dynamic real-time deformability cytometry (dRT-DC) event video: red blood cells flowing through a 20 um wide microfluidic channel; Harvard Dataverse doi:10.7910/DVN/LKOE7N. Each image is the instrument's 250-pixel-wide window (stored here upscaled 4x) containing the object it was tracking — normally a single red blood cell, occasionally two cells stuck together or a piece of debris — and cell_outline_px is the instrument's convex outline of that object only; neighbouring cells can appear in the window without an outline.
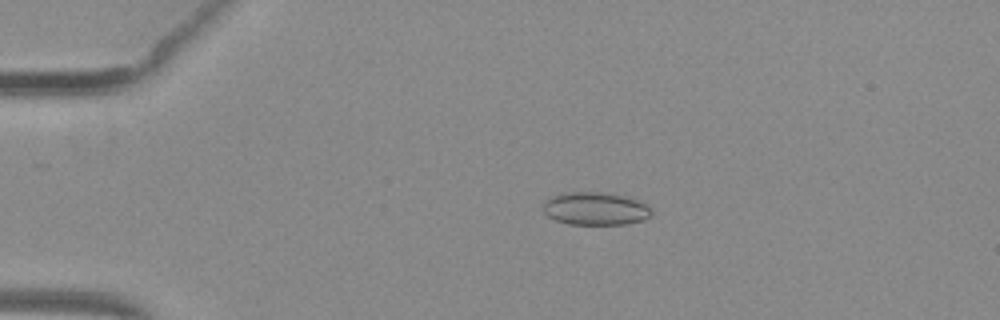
{"species": "common noctule bat (a hibernating species)", "species_latin": "Nyctalus noctula", "temperature_condition": "warm", "stored_images_in_passage": 52, "camera_frame_rate_fps": 3000, "um_per_image_px": 0.085, "animal": {"sex": "female", "body_mass_g": 29.2, "forearm_length_mm": 56.3}, "frame": {"image": 1, "passage_image": 12, "time_ms": 3.667, "image_size_px": [1000, 320], "cell_outline_px": [[652, 216], [644, 220], [628, 224], [568, 224], [556, 220], [548, 216], [544, 212], [544, 200], [552, 196], [564, 192], [600, 192], [632, 196], [652, 208]], "centroid_in_image_um": [50.66, 17.72], "position_along_channel_um": 34.3, "area_um2": 21.15}}
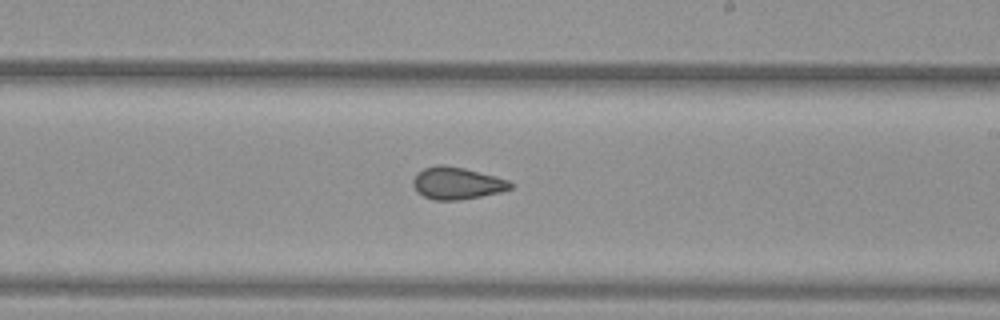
{"frame": {"image": 2, "passage_image": 32, "time_ms": 10.333, "image_size_px": [1000, 320], "cell_outline_px": [[512, 188], [500, 192], [460, 200], [432, 200], [416, 192], [412, 184], [412, 180], [416, 172], [424, 168], [436, 164], [444, 164], [464, 168], [496, 176], [508, 180], [512, 184]], "centroid_in_image_um": [38.79, 15.56], "position_along_channel_um": 250.2, "area_um2": 18.44}}
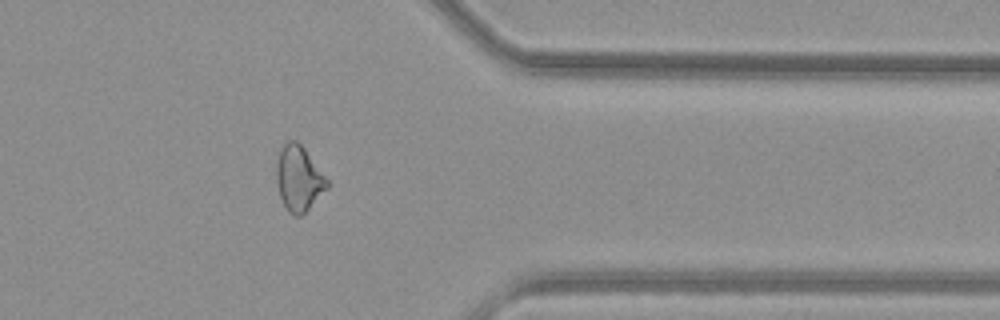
{"frame": {"image": 3, "passage_image": 43, "time_ms": 14.0, "image_size_px": [1000, 320], "cell_outline_px": [[328, 188], [300, 216], [296, 216], [288, 212], [280, 196], [276, 180], [276, 164], [280, 148], [288, 140], [296, 140], [304, 148], [328, 180]], "centroid_in_image_um": [25.37, 15.15], "position_along_channel_um": 386.0, "area_um2": 19.02}, "authors_computed_cell_mechanics": {"area_um2": 19.4497, "velocity_mm_per_s": 4.0213, "shape_relaxation_time_tau1_ms": null, "shape_relaxation_time_tau2_ms": 1.5557, "deformation_change_tau1": null, "deformation_change_tau2": 0.0797}}